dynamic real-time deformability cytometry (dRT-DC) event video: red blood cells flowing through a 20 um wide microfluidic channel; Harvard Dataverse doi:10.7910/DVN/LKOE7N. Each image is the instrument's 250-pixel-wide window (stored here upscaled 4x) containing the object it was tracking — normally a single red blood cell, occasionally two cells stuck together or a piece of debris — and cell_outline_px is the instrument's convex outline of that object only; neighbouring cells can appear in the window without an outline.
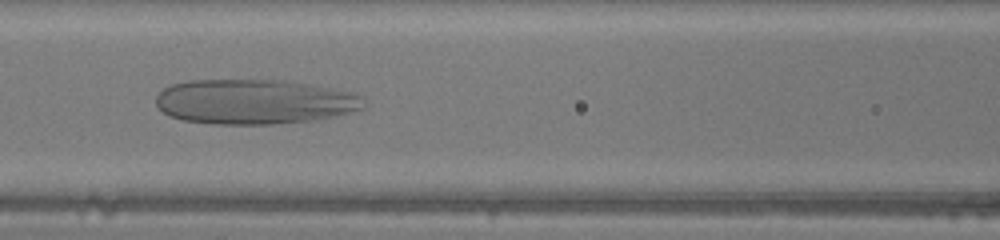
{"species": "human", "species_latin": "Homo sapiens", "temperature_condition": "warm", "stored_images_in_passage": 46, "camera_frame_rate_fps": 3000, "um_per_image_px": 0.085, "donor": {"sex": "male"}, "frame": {"image": 1, "passage_image": 19, "time_ms": 6.0, "image_size_px": [1000, 240], "cell_outline_px": [[368, 104], [364, 108], [316, 120], [272, 124], [216, 124], [184, 120], [172, 116], [164, 112], [156, 104], [156, 96], [164, 88], [172, 84], [188, 80], [284, 80], [356, 92], [364, 96]], "centroid_in_image_um": [21.68, 8.64], "position_along_channel_um": 144.9, "area_um2": 54.51}}
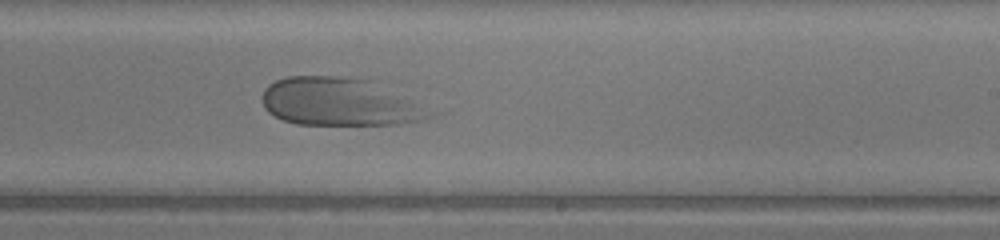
{"frame": {"image": 2, "passage_image": 27, "time_ms": 8.667, "image_size_px": [1000, 240], "cell_outline_px": [[436, 116], [424, 120], [400, 124], [296, 124], [284, 120], [268, 112], [264, 108], [260, 96], [264, 88], [268, 84], [276, 80], [288, 76], [348, 76], [376, 80], [412, 100]], "centroid_in_image_um": [28.83, 8.64], "position_along_channel_um": 260.2, "area_um2": 47.16}}
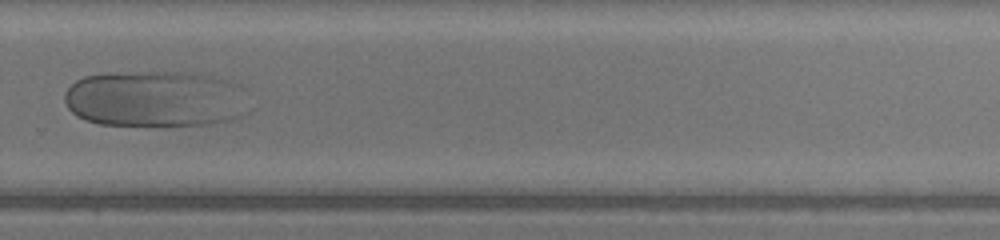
{"frame": {"image": 3, "passage_image": 31, "time_ms": 10.0, "image_size_px": [1000, 240], "cell_outline_px": [[240, 116], [228, 120], [208, 124], [100, 124], [84, 120], [76, 116], [68, 108], [64, 100], [64, 92], [76, 80], [84, 76], [144, 72], [180, 72], [204, 76], [220, 80]], "centroid_in_image_um": [12.75, 8.42], "position_along_channel_um": 317.0, "area_um2": 56.24}}